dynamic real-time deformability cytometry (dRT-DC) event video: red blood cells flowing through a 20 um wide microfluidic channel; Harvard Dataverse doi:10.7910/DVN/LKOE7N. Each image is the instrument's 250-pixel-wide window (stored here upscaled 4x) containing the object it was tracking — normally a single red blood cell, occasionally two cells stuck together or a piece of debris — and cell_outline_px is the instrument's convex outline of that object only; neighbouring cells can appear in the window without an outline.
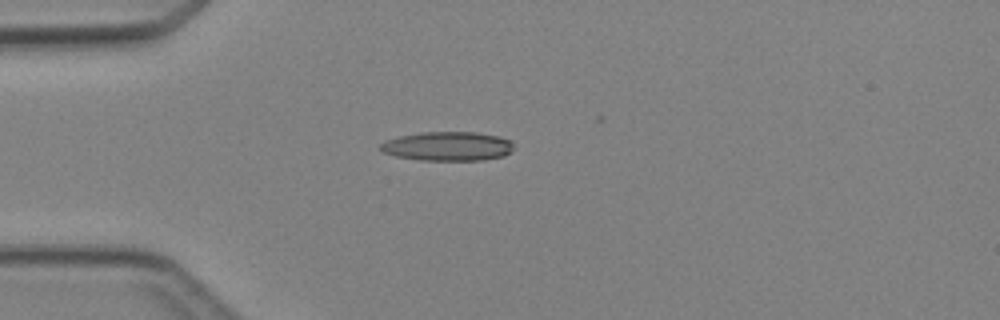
{"species": "Egyptian fruit bat (a non-hibernating species)", "species_latin": "Rousettus aegyptiacus", "temperature_condition": "cold", "stored_images_in_passage": 1, "camera_frame_rate_fps": 3000, "um_per_image_px": 0.085, "animal": {"sex": "female"}, "frame": {"image": 1, "passage_image": 1, "time_ms": 0.0, "image_size_px": [1000, 320], "cell_outline_px": [[512, 152], [504, 156], [480, 160], [420, 160], [396, 156], [384, 152], [376, 148], [384, 140], [400, 136], [420, 132], [476, 132], [496, 136], [512, 140]], "centroid_in_image_um": [38.02, 12.43], "position_along_channel_um": 47.0, "area_um2": 22.72}}